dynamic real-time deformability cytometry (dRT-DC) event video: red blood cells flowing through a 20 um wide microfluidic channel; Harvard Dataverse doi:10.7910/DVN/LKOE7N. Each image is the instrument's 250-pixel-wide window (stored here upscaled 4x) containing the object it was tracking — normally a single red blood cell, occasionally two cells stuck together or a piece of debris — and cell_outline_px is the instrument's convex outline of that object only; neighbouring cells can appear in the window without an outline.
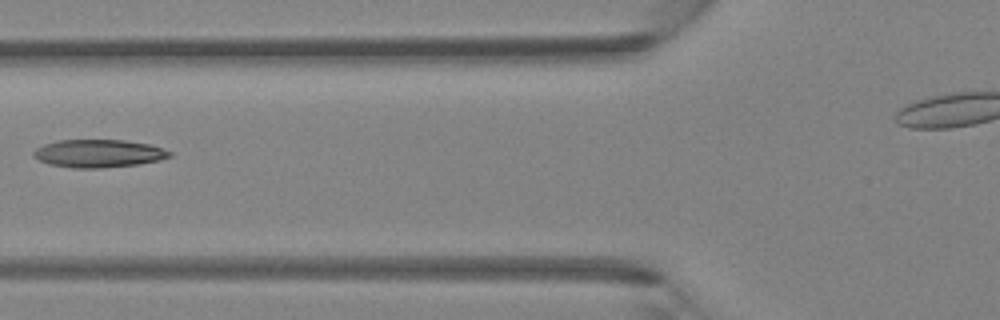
{"species": "Egyptian fruit bat (a non-hibernating species)", "species_latin": "Rousettus aegyptiacus", "temperature_condition": "room temperature", "stored_images_in_passage": 7, "camera_frame_rate_fps": 3000, "um_per_image_px": 0.085, "animal": {"sex": "female"}, "frame": {"image": 1, "passage_image": 6, "time_ms": 1.667, "image_size_px": [1000, 320], "cell_outline_px": [[172, 156], [160, 160], [136, 164], [104, 168], [72, 168], [48, 164], [32, 156], [32, 152], [36, 148], [44, 144], [60, 140], [124, 140], [152, 144], [172, 152]], "centroid_in_image_um": [8.38, 13.04], "position_along_channel_um": 117.4, "area_um2": 22.25}}